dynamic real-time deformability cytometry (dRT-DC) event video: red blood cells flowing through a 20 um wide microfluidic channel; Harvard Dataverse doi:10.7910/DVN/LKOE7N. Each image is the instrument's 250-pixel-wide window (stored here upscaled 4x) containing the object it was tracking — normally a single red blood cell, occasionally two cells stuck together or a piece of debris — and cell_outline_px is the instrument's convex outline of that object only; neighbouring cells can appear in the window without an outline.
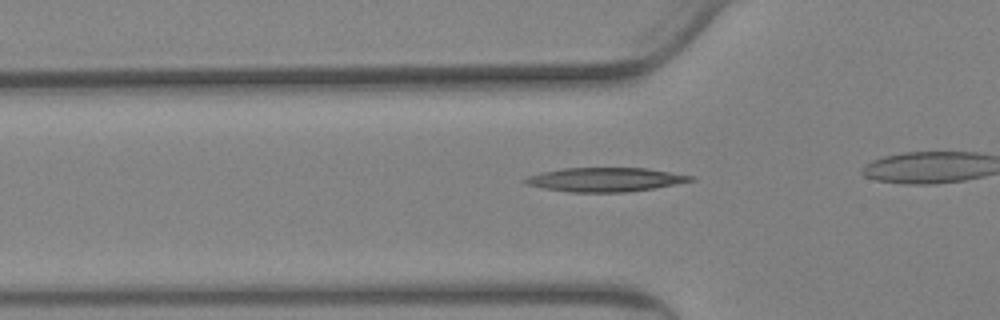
{"species": "Egyptian fruit bat (a non-hibernating species)", "species_latin": "Rousettus aegyptiacus", "temperature_condition": "warm", "stored_images_in_passage": 33, "camera_frame_rate_fps": 3000, "um_per_image_px": 0.085, "animal": {"sex": "female"}, "frame": {"image": 1, "passage_image": 5, "time_ms": 1.333, "image_size_px": [1000, 320], "cell_outline_px": [[696, 180], [652, 188], [624, 192], [568, 192], [544, 188], [524, 184], [520, 180], [528, 176], [540, 172], [564, 168], [648, 168], [692, 176]], "centroid_in_image_um": [51.36, 15.26], "position_along_channel_um": 74.4, "area_um2": 23.06}}
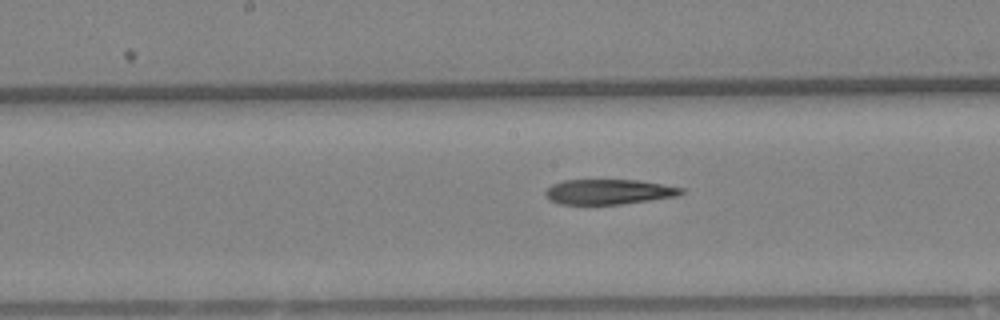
{"frame": {"image": 2, "passage_image": 16, "time_ms": 5.0, "image_size_px": [1000, 320], "cell_outline_px": [[684, 192], [676, 196], [620, 204], [560, 204], [552, 200], [544, 192], [552, 184], [564, 180], [636, 180], [684, 188]], "centroid_in_image_um": [51.73, 16.3], "position_along_channel_um": 196.5, "area_um2": 19.48}}
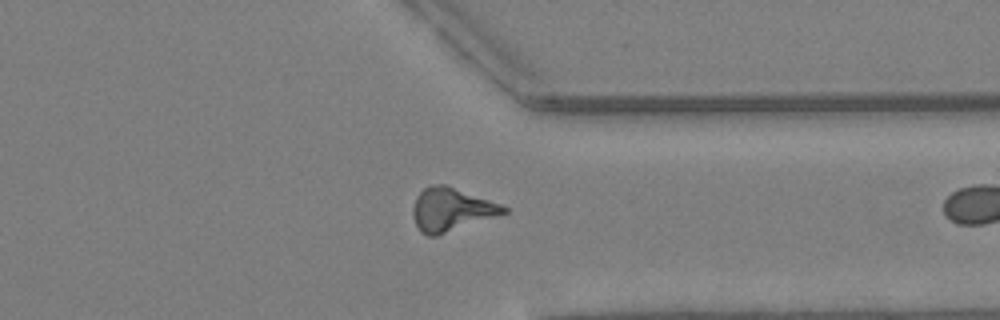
{"frame": {"image": 3, "passage_image": 32, "time_ms": 10.333, "image_size_px": [1000, 320], "cell_outline_px": [[508, 212], [436, 236], [428, 236], [420, 232], [416, 224], [412, 212], [412, 208], [416, 196], [424, 188], [432, 184], [444, 184], [500, 204], [508, 208]], "centroid_in_image_um": [38.32, 17.81], "position_along_channel_um": 373.1, "area_um2": 22.54}}